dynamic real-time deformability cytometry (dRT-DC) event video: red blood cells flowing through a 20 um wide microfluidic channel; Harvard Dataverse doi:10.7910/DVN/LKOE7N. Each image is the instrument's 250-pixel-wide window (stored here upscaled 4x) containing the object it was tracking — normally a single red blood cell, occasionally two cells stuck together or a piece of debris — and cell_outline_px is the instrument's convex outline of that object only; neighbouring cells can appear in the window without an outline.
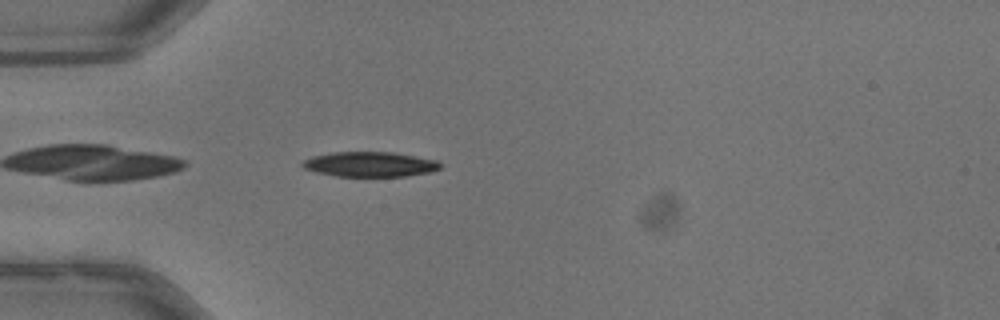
{"species": "common noctule bat (a hibernating species)", "species_latin": "Nyctalus noctula", "temperature_condition": "warm", "stored_images_in_passage": 37, "camera_frame_rate_fps": 3000, "um_per_image_px": 0.085, "animal": {"sex": "male", "body_mass_g": 13.3}, "frame": {"image": 1, "passage_image": 1, "time_ms": 0.0, "image_size_px": [1000, 320], "cell_outline_px": [[440, 168], [432, 172], [408, 176], [336, 176], [316, 172], [304, 168], [300, 164], [304, 160], [312, 156], [332, 152], [392, 152], [436, 160], [440, 164]], "centroid_in_image_um": [31.43, 13.96], "position_along_channel_um": 53.6, "area_um2": 20.0}}
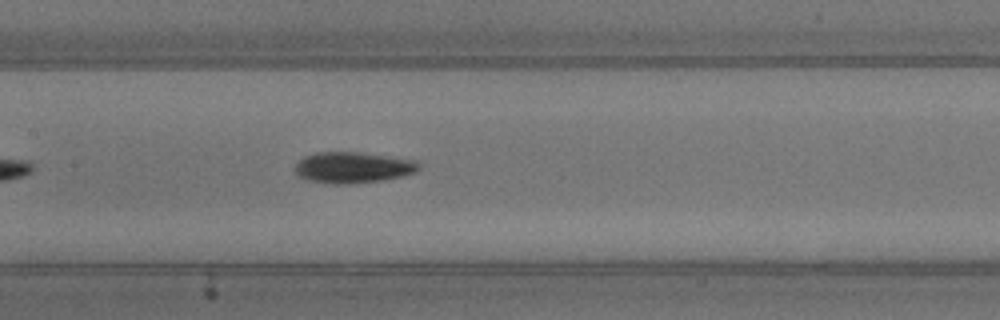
{"frame": {"image": 2, "passage_image": 11, "time_ms": 3.333, "image_size_px": [1000, 320], "cell_outline_px": [[420, 168], [416, 172], [400, 176], [380, 180], [352, 184], [332, 184], [308, 180], [296, 176], [296, 164], [304, 156], [316, 152], [360, 152], [416, 160], [420, 164]], "centroid_in_image_um": [29.98, 14.23], "position_along_channel_um": 177.4, "area_um2": 22.43}, "authors_computed_cell_mechanics": {"area_um2": 20.808, "velocity_mm_per_s": 4.0148, "shape_relaxation_time_tau1_ms": 3.11, "shape_relaxation_time_tau2_ms": 6.3388, "deformation_change_tau1": 0.1657, "deformation_change_tau2": 0.1204}}